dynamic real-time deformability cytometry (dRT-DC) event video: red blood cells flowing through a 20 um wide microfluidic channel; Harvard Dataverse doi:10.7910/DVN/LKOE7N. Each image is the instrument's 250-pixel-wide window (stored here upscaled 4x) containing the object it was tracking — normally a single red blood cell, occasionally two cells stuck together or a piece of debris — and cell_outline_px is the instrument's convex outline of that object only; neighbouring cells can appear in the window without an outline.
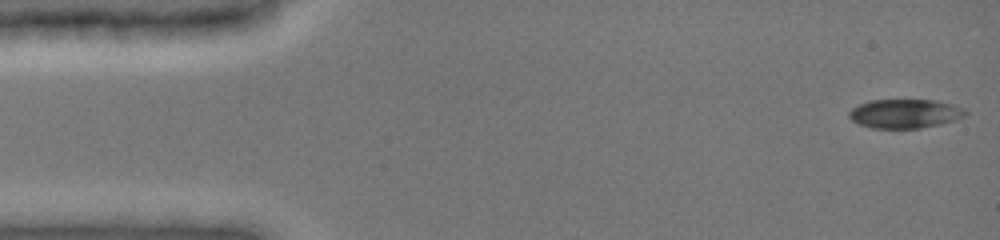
{"species": "common noctule bat (a hibernating species)", "species_latin": "Nyctalus noctula", "temperature_condition": "cold", "stored_images_in_passage": 48, "camera_frame_rate_fps": 3000, "um_per_image_px": 0.085, "animal": {"sex": "female", "body_mass_g": 19.0, "forearm_length_mm": 51.5}, "frame": {"image": 1, "passage_image": 1, "time_ms": 0.0, "image_size_px": [1000, 240], "cell_outline_px": [[968, 112], [964, 116], [956, 120], [940, 124], [920, 128], [872, 128], [860, 124], [852, 120], [848, 116], [848, 112], [852, 108], [868, 100], [936, 100], [952, 104], [964, 108]], "centroid_in_image_um": [76.93, 9.65], "position_along_channel_um": 8.1, "area_um2": 19.71}}
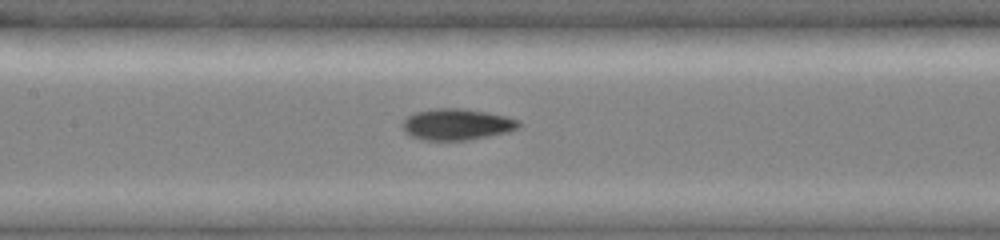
{"frame": {"image": 2, "passage_image": 22, "time_ms": 7.0, "image_size_px": [1000, 240], "cell_outline_px": [[520, 124], [516, 128], [508, 132], [468, 140], [424, 140], [412, 136], [404, 132], [400, 124], [408, 116], [416, 112], [432, 108], [460, 108], [508, 116], [520, 120]], "centroid_in_image_um": [38.8, 10.57], "position_along_channel_um": 168.6, "area_um2": 21.21}}
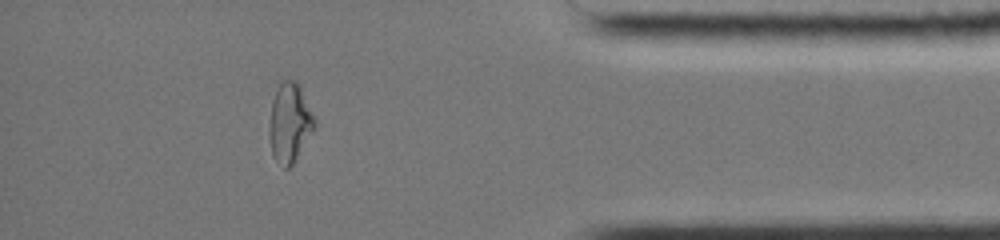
{"frame": {"image": 3, "passage_image": 42, "time_ms": 13.667, "image_size_px": [1000, 240], "cell_outline_px": [[316, 128], [292, 164], [288, 168], [284, 168], [272, 156], [268, 136], [268, 128], [272, 100], [276, 88], [284, 80], [296, 80], [316, 120]], "centroid_in_image_um": [24.6, 10.45], "position_along_channel_um": 410.6, "area_um2": 20.98}, "authors_computed_cell_mechanics": {"area_um2": 20.4612, "velocity_mm_per_s": 3.9537, "shape_relaxation_time_tau1_ms": 8.983, "shape_relaxation_time_tau2_ms": 2.1292, "deformation_change_tau1": 0.2558, "deformation_change_tau2": 0.06}}